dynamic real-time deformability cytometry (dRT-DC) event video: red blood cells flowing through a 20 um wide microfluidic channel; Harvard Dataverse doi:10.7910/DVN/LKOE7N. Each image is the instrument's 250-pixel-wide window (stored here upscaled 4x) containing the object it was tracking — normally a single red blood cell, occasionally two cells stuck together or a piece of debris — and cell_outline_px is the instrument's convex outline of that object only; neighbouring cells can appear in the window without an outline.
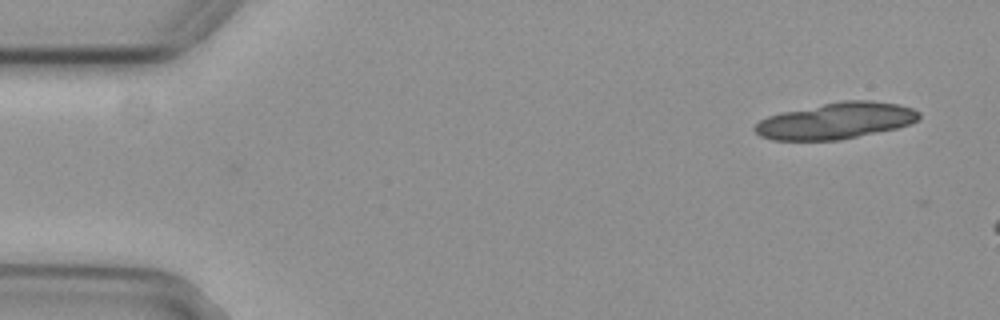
{"species": "common noctule bat (a hibernating species)", "species_latin": "Nyctalus noctula", "temperature_condition": "cold", "stored_images_in_passage": 6, "camera_frame_rate_fps": 3000, "um_per_image_px": 0.085, "animal": {"sex": "female", "body_mass_g": 29.2, "forearm_length_mm": 56.3}, "frame": {"image": 1, "passage_image": 6, "time_ms": 1.667, "image_size_px": [1000, 320], "cell_outline_px": [[920, 120], [912, 124], [896, 128], [840, 140], [772, 140], [760, 136], [752, 128], [760, 120], [768, 116], [784, 112], [844, 100], [872, 100], [896, 104], [912, 108], [920, 112]], "centroid_in_image_um": [71.09, 10.27], "position_along_channel_um": 13.9, "area_um2": 34.56}}